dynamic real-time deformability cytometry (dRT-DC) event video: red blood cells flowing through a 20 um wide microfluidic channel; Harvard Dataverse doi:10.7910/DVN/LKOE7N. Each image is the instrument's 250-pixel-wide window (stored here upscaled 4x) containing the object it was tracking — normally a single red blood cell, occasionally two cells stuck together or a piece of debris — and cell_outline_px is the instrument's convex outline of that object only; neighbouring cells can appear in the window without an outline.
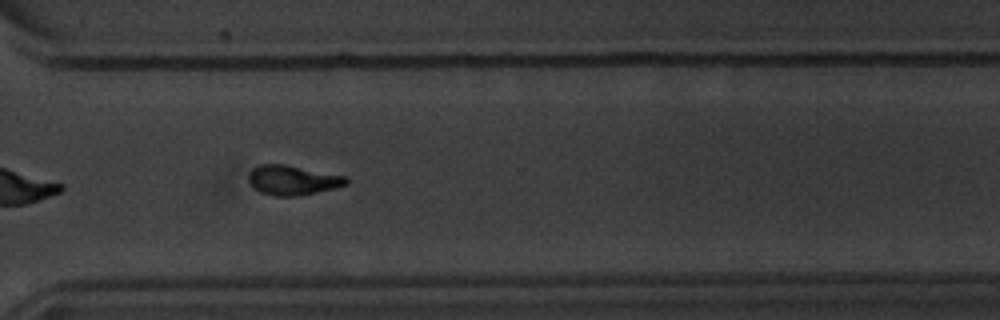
{"species": "common noctule bat (a hibernating species)", "species_latin": "Nyctalus noctula", "temperature_condition": "warm", "stored_images_in_passage": 15, "camera_frame_rate_fps": 3000, "um_per_image_px": 0.085, "animal": {"sex": "male", "body_mass_g": 20.1, "forearm_length_mm": 53.5}, "frame": {"image": 1, "passage_image": 11, "time_ms": 12.333, "image_size_px": [1000, 320], "cell_outline_px": [[348, 184], [336, 188], [296, 196], [272, 196], [260, 192], [248, 180], [248, 172], [252, 168], [260, 164], [284, 164], [348, 176]], "centroid_in_image_um": [24.89, 15.3], "position_along_channel_um": 345.7, "area_um2": 16.99}}
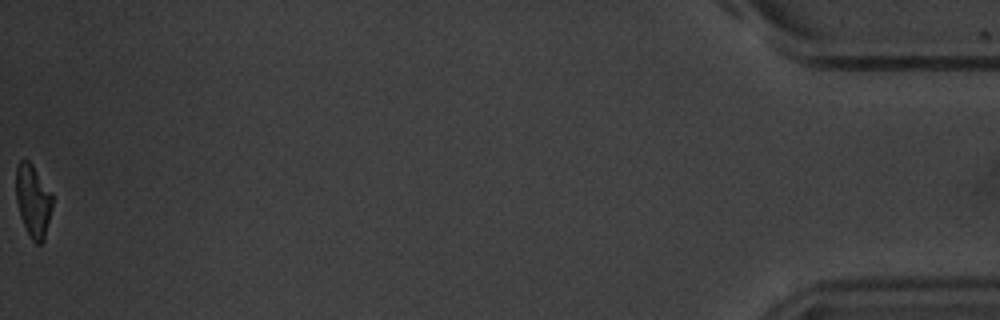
{"frame": {"image": 2, "passage_image": 15, "time_ms": 17.667, "image_size_px": [1000, 320], "cell_outline_px": [[52, 208], [44, 240], [40, 244], [36, 244], [32, 240], [20, 216], [16, 200], [16, 168], [20, 160], [28, 160], [32, 164], [52, 192]], "centroid_in_image_um": [2.82, 17.05], "position_along_channel_um": 432.4, "area_um2": 15.37}, "authors_computed_cell_mechanics": {"area_um2": 17.051, "velocity_mm_per_s": 3.3741, "shape_relaxation_time_tau1_ms": 3.4513, "shape_relaxation_time_tau2_ms": 5.5011, "deformation_change_tau1": 0.1259, "deformation_change_tau2": 0.1025}}